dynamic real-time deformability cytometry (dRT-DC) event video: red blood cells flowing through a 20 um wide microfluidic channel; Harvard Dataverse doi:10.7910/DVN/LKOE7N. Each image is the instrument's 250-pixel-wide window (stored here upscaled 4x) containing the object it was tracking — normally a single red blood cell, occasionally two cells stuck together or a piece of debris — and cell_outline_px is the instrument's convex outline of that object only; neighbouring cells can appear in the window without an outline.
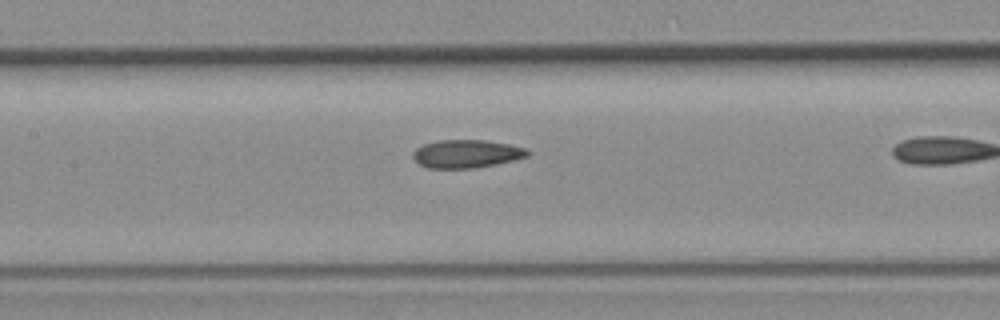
{"species": "common noctule bat (a hibernating species)", "species_latin": "Nyctalus noctula", "temperature_condition": "room temperature", "stored_images_in_passage": 18, "camera_frame_rate_fps": 3000, "um_per_image_px": 0.085, "animal": {"sex": "female", "body_mass_g": 19.3, "forearm_length_mm": 54.1}, "frame": {"image": 1, "passage_image": 16, "time_ms": 5.0, "image_size_px": [1000, 320], "cell_outline_px": [[532, 152], [528, 156], [496, 164], [476, 168], [428, 168], [420, 164], [412, 156], [412, 152], [416, 148], [424, 144], [440, 140], [484, 140], [508, 144], [528, 148]], "centroid_in_image_um": [39.68, 13.07], "position_along_channel_um": 167.7, "area_um2": 18.79}}